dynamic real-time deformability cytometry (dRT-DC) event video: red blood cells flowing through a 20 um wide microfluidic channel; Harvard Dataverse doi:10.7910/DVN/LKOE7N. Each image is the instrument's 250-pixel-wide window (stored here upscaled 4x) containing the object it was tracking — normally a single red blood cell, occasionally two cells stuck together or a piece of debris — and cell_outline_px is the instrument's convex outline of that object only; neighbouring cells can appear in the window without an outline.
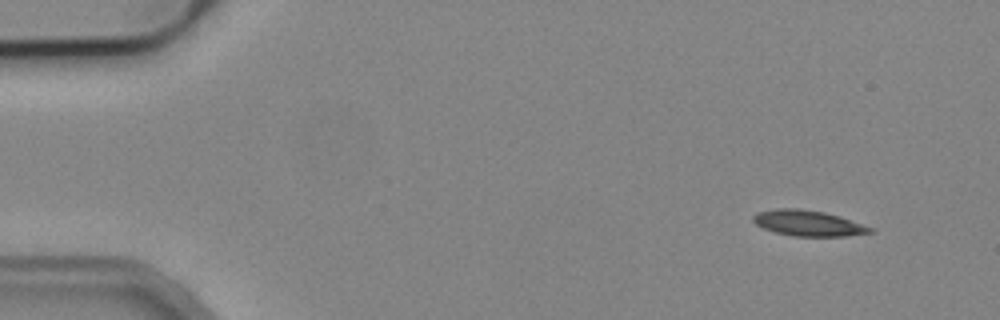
{"species": "common noctule bat (a hibernating species)", "species_latin": "Nyctalus noctula", "temperature_condition": "cold", "stored_images_in_passage": 3, "camera_frame_rate_fps": 3000, "um_per_image_px": 0.085, "animal": {"sex": "male", "body_mass_g": 19.2, "forearm_length_mm": 51.8}, "frame": {"image": 1, "passage_image": 1, "time_ms": 0.0, "image_size_px": [1000, 320], "cell_outline_px": [[876, 232], [844, 236], [792, 236], [776, 232], [764, 228], [756, 224], [752, 220], [752, 216], [756, 212], [776, 208], [800, 208], [824, 212], [840, 216], [872, 228]], "centroid_in_image_um": [68.67, 18.96], "position_along_channel_um": 16.3, "area_um2": 17.51}}